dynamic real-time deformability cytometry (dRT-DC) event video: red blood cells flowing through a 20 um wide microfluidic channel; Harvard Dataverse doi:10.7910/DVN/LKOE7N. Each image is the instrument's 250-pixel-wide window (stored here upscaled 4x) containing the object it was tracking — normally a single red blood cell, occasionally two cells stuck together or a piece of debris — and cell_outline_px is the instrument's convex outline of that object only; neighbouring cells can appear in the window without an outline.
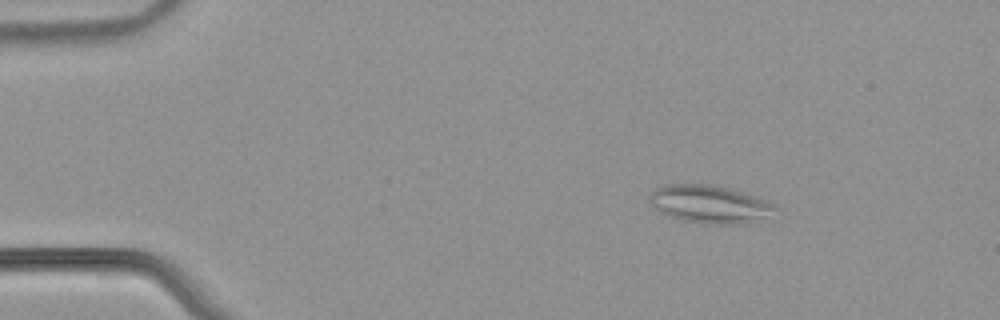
{"species": "common noctule bat (a hibernating species)", "species_latin": "Nyctalus noctula", "temperature_condition": "warm", "stored_images_in_passage": 54, "camera_frame_rate_fps": 3000, "um_per_image_px": 0.085, "animal": {"sex": "male", "body_mass_g": 21.5, "forearm_length_mm": 52.0}, "frame": {"image": 1, "passage_image": 9, "time_ms": 2.667, "image_size_px": [1000, 320], "cell_outline_px": [[776, 208], [764, 216], [740, 224], [700, 224], [668, 216], [660, 212], [648, 200], [648, 196], [656, 188], [668, 184], [712, 184], [732, 188], [764, 200], [772, 204]], "centroid_in_image_um": [60.22, 17.34], "position_along_channel_um": 24.8, "area_um2": 27.28}}
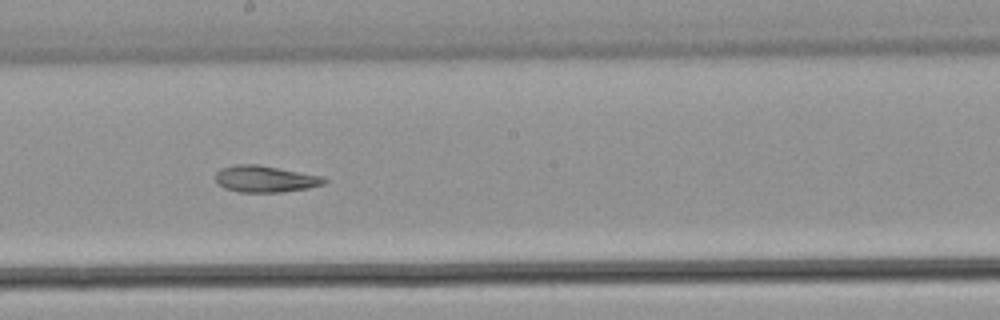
{"frame": {"image": 2, "passage_image": 31, "time_ms": 10.0, "image_size_px": [1000, 320], "cell_outline_px": [[328, 180], [324, 184], [308, 188], [280, 192], [236, 192], [224, 188], [216, 184], [216, 172], [220, 168], [232, 164], [256, 164], [320, 176]], "centroid_in_image_um": [22.46, 15.21], "position_along_channel_um": 225.7, "area_um2": 16.82}}
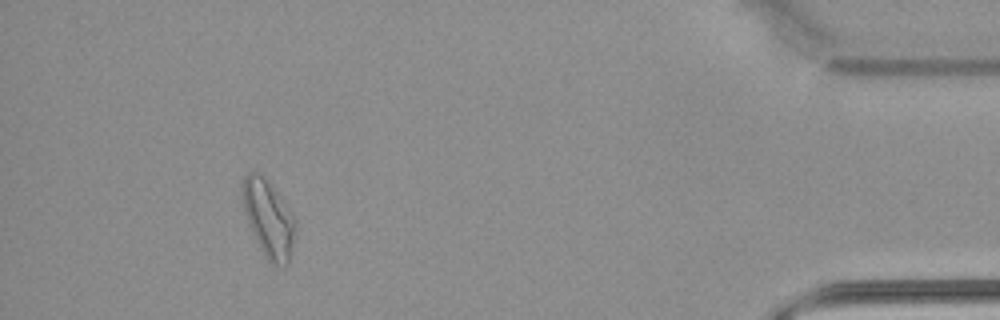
{"frame": {"image": 3, "passage_image": 50, "time_ms": 16.333, "image_size_px": [1000, 320], "cell_outline_px": [[296, 228], [288, 264], [284, 268], [272, 264], [264, 256], [252, 232], [244, 212], [240, 196], [240, 180], [248, 172], [256, 172], [280, 196], [296, 220]], "centroid_in_image_um": [22.79, 18.6], "position_along_channel_um": 412.4, "area_um2": 23.81}, "authors_computed_cell_mechanics": {"area_um2": 20.9236, "velocity_mm_per_s": 3.8772, "shape_relaxation_time_tau1_ms": null, "shape_relaxation_time_tau2_ms": 5.4483, "deformation_change_tau1": null, "deformation_change_tau2": 0.1436}}